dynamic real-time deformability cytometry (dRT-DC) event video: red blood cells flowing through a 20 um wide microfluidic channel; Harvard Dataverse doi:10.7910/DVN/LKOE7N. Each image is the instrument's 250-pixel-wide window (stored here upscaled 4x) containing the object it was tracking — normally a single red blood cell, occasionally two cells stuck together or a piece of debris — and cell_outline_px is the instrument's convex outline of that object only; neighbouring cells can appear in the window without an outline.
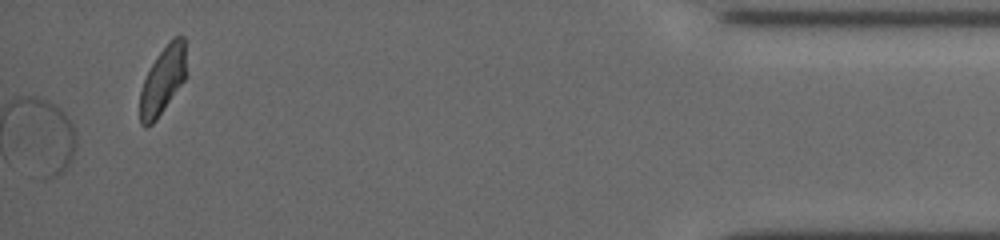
{"species": "common noctule bat (a hibernating species)", "species_latin": "Nyctalus noctula", "temperature_condition": "cold", "stored_images_in_passage": 48, "segment_of_instrument_passage": [2, 2], "camera_frame_rate_fps": 3000, "um_per_image_px": 0.085, "animal": {"sex": "female", "body_mass_g": 19.5, "forearm_length_mm": 54.1}, "frame": {"image": 1, "passage_image": 48, "time_ms": 18.333, "image_size_px": [1000, 240], "cell_outline_px": [[184, 80], [156, 120], [152, 124], [140, 124], [140, 92], [144, 80], [156, 56], [172, 36], [184, 36]], "centroid_in_image_um": [13.81, 6.81], "position_along_channel_um": 421.4, "area_um2": 17.69}}